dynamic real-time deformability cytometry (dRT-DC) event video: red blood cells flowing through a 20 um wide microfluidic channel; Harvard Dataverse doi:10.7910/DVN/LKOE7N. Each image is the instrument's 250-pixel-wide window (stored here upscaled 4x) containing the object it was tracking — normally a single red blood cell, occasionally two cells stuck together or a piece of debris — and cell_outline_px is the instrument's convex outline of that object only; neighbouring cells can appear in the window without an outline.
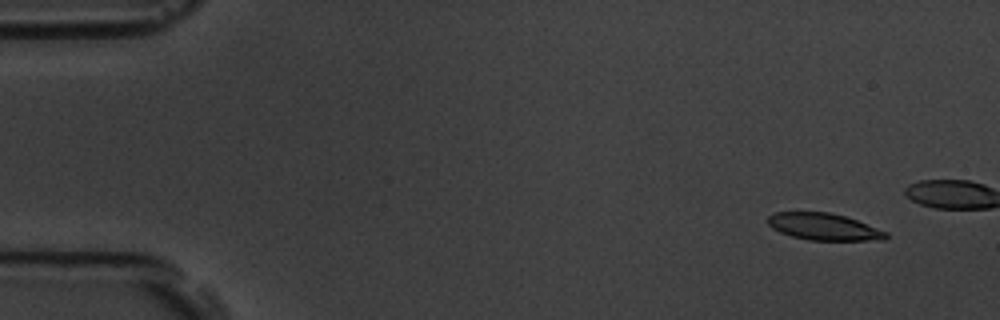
{"species": "common noctule bat (a hibernating species)", "species_latin": "Nyctalus noctula", "temperature_condition": "room temperature", "stored_images_in_passage": 5, "camera_frame_rate_fps": 3000, "um_per_image_px": 0.085, "animal": {"sex": "male", "body_mass_g": 19.5, "forearm_length_mm": 54.6}, "frame": {"image": 1, "passage_image": 1, "time_ms": 0.0, "image_size_px": [1000, 320], "cell_outline_px": [[888, 236], [884, 240], [808, 240], [792, 236], [780, 232], [772, 228], [768, 224], [768, 216], [772, 212], [828, 212], [844, 216], [856, 220], [888, 232]], "centroid_in_image_um": [70.01, 19.27], "position_along_channel_um": 15.0, "area_um2": 18.44}}